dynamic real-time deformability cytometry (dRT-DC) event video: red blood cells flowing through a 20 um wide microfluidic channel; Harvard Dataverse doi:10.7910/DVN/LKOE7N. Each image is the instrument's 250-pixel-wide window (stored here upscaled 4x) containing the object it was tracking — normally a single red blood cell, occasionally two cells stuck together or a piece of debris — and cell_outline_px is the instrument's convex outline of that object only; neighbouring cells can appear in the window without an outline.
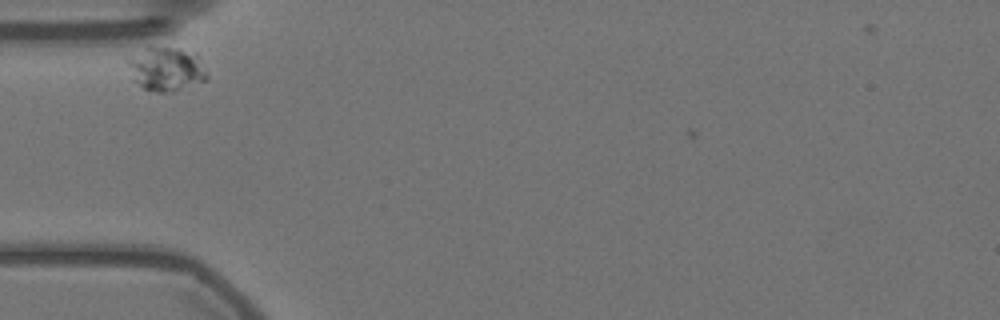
{"species": "Egyptian fruit bat (a non-hibernating species)", "species_latin": "Rousettus aegyptiacus", "temperature_condition": "warm", "stored_images_in_passage": 33, "camera_frame_rate_fps": 3000, "um_per_image_px": 0.085, "animal": {"sex": "female"}, "frame": {"image": 1, "passage_image": 3, "time_ms": 0.667, "image_size_px": [1000, 320], "cell_outline_px": [[208, 80], [172, 92], [156, 92], [144, 88], [132, 80], [124, 60], [124, 56], [148, 44], [152, 44], [180, 48], [196, 52], [208, 76]], "centroid_in_image_um": [14.03, 5.79], "position_along_channel_um": 71.0, "area_um2": 21.56}}
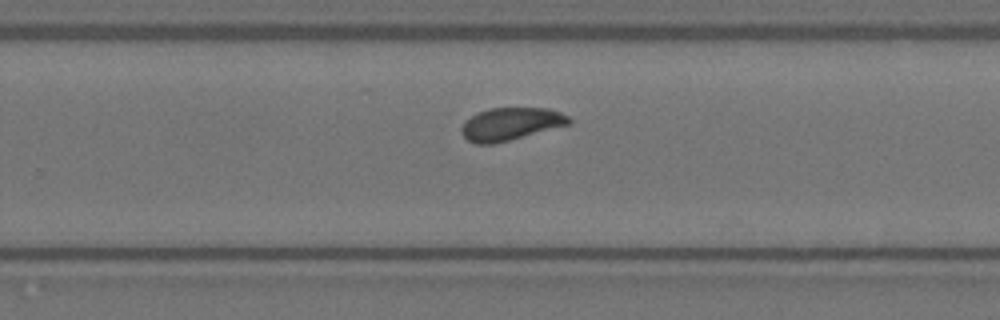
{"frame": {"image": 2, "passage_image": 19, "time_ms": 6.0, "image_size_px": [1000, 320], "cell_outline_px": [[572, 124], [496, 144], [476, 144], [468, 140], [460, 132], [460, 128], [464, 120], [488, 108], [548, 108], [560, 112], [568, 116], [572, 120]], "centroid_in_image_um": [43.42, 10.55], "position_along_channel_um": 286.4, "area_um2": 20.75}}
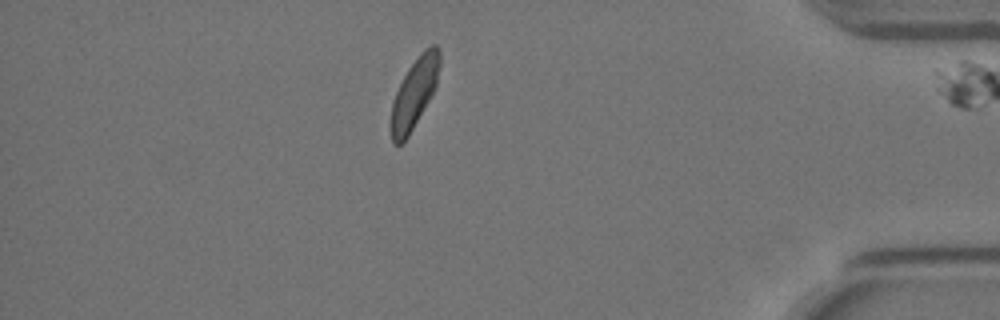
{"frame": {"image": 3, "passage_image": 32, "time_ms": 10.333, "image_size_px": [1000, 320], "cell_outline_px": [[440, 64], [436, 84], [428, 100], [408, 136], [400, 144], [392, 144], [388, 128], [388, 124], [392, 100], [408, 68], [420, 52], [424, 48], [432, 44], [436, 44], [440, 48]], "centroid_in_image_um": [35.17, 7.92], "position_along_channel_um": 400.0, "area_um2": 20.0}, "authors_computed_cell_mechanics": {"area_um2": 20.4612, "velocity_mm_per_s": 3.5491, "shape_relaxation_time_tau1_ms": null, "shape_relaxation_time_tau2_ms": 0.384, "deformation_change_tau1": null, "deformation_change_tau2": 0.0686}}